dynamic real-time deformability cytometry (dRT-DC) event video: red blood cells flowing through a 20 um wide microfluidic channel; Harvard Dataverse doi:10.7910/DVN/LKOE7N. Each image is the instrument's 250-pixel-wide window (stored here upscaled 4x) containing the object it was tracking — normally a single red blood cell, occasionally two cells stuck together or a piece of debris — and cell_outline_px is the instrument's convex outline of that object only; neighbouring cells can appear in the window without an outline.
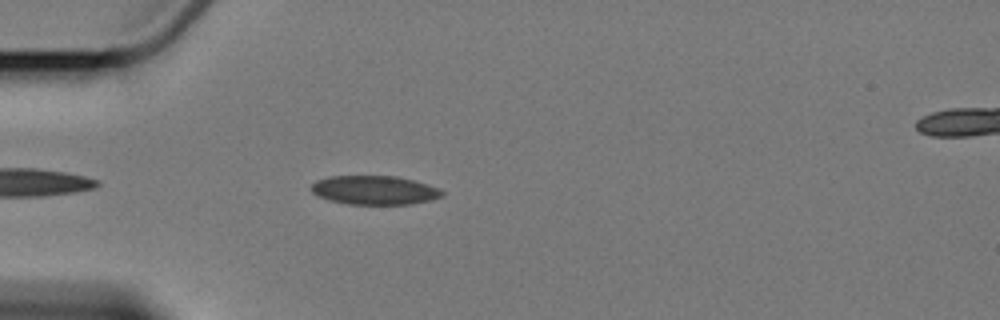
{"species": "Egyptian fruit bat (a non-hibernating species)", "species_latin": "Rousettus aegyptiacus", "temperature_condition": "cold", "stored_images_in_passage": 5, "camera_frame_rate_fps": 3000, "um_per_image_px": 0.085, "animal": {"sex": "female"}, "frame": {"image": 1, "passage_image": 4, "time_ms": 4.333, "image_size_px": [1000, 320], "cell_outline_px": [[444, 196], [432, 200], [412, 204], [348, 204], [328, 200], [316, 196], [312, 192], [312, 184], [316, 180], [328, 176], [396, 176], [428, 184], [440, 188], [444, 192]], "centroid_in_image_um": [31.84, 16.16], "position_along_channel_um": 53.2, "area_um2": 22.25}}